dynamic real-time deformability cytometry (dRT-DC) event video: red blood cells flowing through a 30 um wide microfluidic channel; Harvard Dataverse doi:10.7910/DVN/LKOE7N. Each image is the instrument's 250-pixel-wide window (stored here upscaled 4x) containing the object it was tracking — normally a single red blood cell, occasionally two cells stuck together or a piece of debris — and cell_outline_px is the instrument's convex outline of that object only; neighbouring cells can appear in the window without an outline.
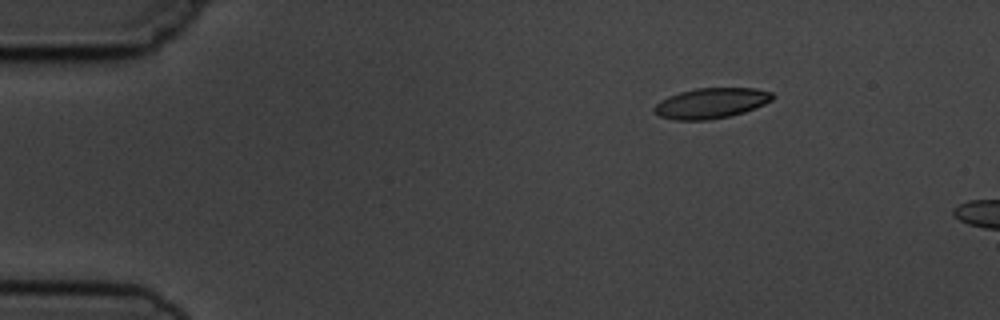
{"species": "common noctule bat (a hibernating species)", "species_latin": "Nyctalus noctula", "temperature_condition": "cold", "stored_images_in_passage": 4, "camera_frame_rate_fps": 3000, "um_per_image_px": 0.085, "animal": {"sex": "male", "body_mass_g": 19.5, "forearm_length_mm": 54.6}, "frame": {"image": 1, "passage_image": 3, "time_ms": 2.333, "image_size_px": [1000, 320], "cell_outline_px": [[776, 96], [772, 100], [764, 104], [744, 112], [728, 116], [708, 120], [676, 120], [660, 116], [652, 112], [652, 108], [656, 104], [668, 96], [680, 92], [696, 88], [756, 88], [772, 92]], "centroid_in_image_um": [60.44, 8.76], "position_along_channel_um": 24.6, "area_um2": 20.98}}